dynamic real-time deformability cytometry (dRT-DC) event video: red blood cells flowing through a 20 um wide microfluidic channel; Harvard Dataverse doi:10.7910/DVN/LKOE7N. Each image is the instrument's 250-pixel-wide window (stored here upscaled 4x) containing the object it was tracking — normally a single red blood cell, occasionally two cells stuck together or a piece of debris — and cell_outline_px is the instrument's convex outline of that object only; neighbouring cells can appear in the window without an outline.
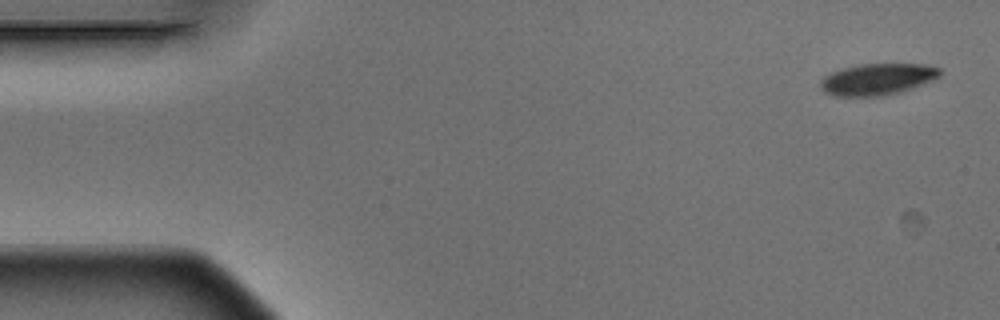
{"species": "Egyptian fruit bat (a non-hibernating species)", "species_latin": "Rousettus aegyptiacus", "temperature_condition": "warm", "stored_images_in_passage": 5, "camera_frame_rate_fps": 3000, "um_per_image_px": 0.085, "animal": {"sex": "male"}, "frame": {"image": 1, "passage_image": 1, "time_ms": 0.0, "image_size_px": [1000, 320], "cell_outline_px": [[940, 76], [932, 80], [900, 92], [884, 96], [836, 96], [824, 92], [820, 88], [820, 80], [824, 76], [832, 72], [844, 68], [860, 64], [924, 64], [940, 68]], "centroid_in_image_um": [74.56, 6.74], "position_along_channel_um": 10.4, "area_um2": 21.85}}
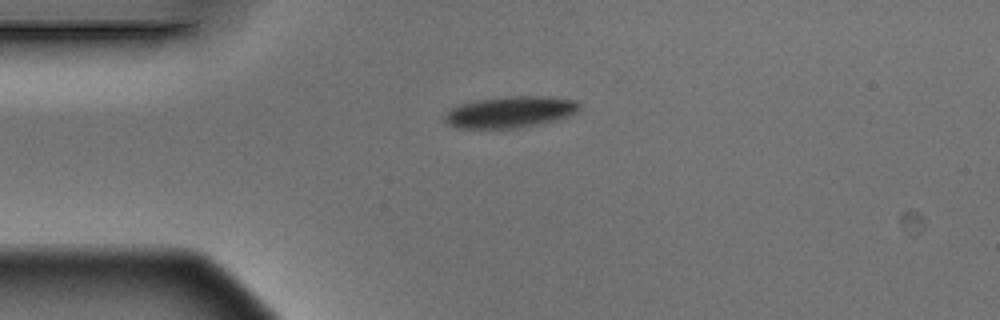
{"frame": {"image": 2, "passage_image": 4, "time_ms": 1.0, "image_size_px": [1000, 320], "cell_outline_px": [[580, 108], [576, 112], [568, 116], [556, 120], [536, 124], [512, 128], [460, 128], [448, 124], [444, 120], [444, 116], [452, 108], [460, 104], [476, 100], [512, 96], [536, 96], [576, 100], [580, 104]], "centroid_in_image_um": [43.36, 9.52], "position_along_channel_um": 41.6, "area_um2": 24.22}}